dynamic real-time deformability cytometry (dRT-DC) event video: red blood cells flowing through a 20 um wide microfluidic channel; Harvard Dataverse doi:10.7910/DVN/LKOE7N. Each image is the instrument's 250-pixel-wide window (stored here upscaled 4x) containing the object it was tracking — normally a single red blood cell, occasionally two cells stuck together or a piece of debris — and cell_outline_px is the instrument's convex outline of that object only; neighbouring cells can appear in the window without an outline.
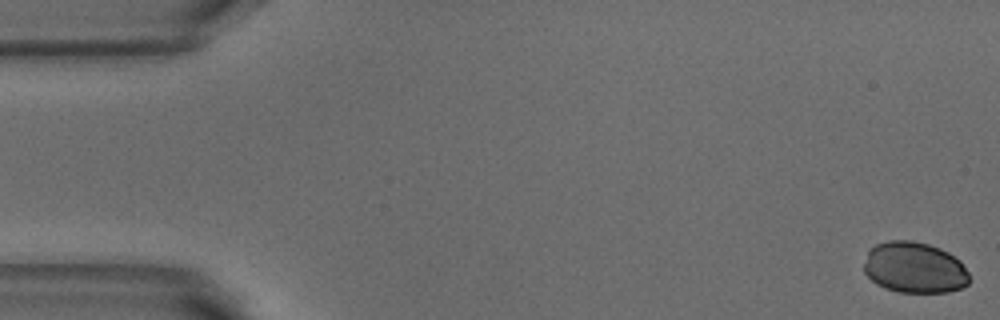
{"species": "common noctule bat (a hibernating species)", "species_latin": "Nyctalus noctula", "temperature_condition": "warm", "stored_images_in_passage": 52, "camera_frame_rate_fps": 3000, "um_per_image_px": 0.085, "animal": {"sex": "male", "body_mass_g": 18.8}, "frame": {"image": 1, "passage_image": 1, "time_ms": 0.0, "image_size_px": [1000, 320], "cell_outline_px": [[968, 284], [960, 288], [948, 292], [900, 292], [884, 288], [876, 284], [864, 272], [864, 264], [868, 248], [876, 244], [888, 240], [912, 240], [928, 244], [940, 248], [948, 252], [960, 260], [968, 272]], "centroid_in_image_um": [77.71, 22.73], "position_along_channel_um": 7.3, "area_um2": 31.56}}